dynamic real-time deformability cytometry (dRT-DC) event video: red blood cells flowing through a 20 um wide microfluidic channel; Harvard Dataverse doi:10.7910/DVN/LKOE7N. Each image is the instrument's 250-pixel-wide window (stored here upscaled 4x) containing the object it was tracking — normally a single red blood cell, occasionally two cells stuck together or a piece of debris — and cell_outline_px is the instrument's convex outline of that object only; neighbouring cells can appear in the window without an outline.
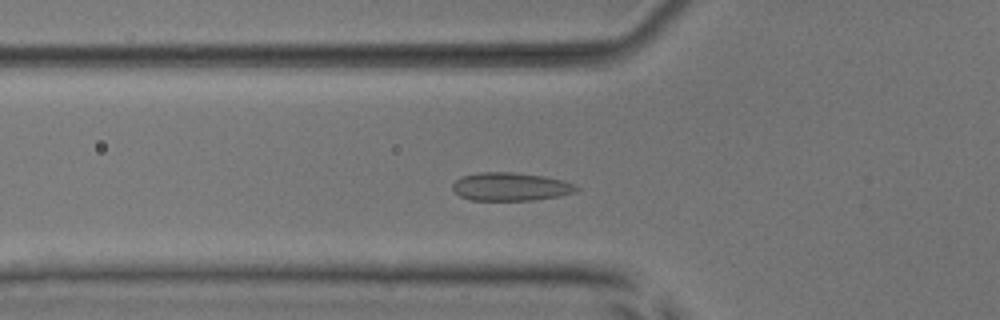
{"species": "common noctule bat (a hibernating species)", "species_latin": "Nyctalus noctula", "temperature_condition": "room temperature", "stored_images_in_passage": 50, "camera_frame_rate_fps": 3000, "um_per_image_px": 0.085, "animal": {"sex": "male", "body_mass_g": 17.9, "forearm_length_mm": 54.2}, "frame": {"image": 1, "passage_image": 15, "time_ms": 4.667, "image_size_px": [1000, 320], "cell_outline_px": [[580, 188], [576, 192], [536, 200], [468, 200], [460, 196], [452, 188], [452, 184], [456, 180], [464, 176], [476, 172], [512, 172], [544, 176], [564, 180]], "centroid_in_image_um": [43.39, 15.86], "position_along_channel_um": 82.4, "area_um2": 20.35}}
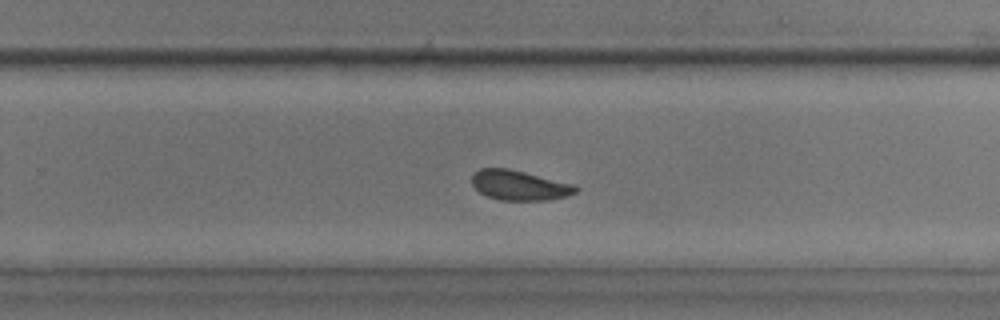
{"frame": {"image": 2, "passage_image": 31, "time_ms": 10.0, "image_size_px": [1000, 320], "cell_outline_px": [[580, 188], [576, 192], [568, 196], [548, 200], [500, 200], [488, 196], [480, 192], [472, 184], [472, 176], [480, 168], [508, 168], [572, 184]], "centroid_in_image_um": [44.15, 15.75], "position_along_channel_um": 285.6, "area_um2": 17.86}}
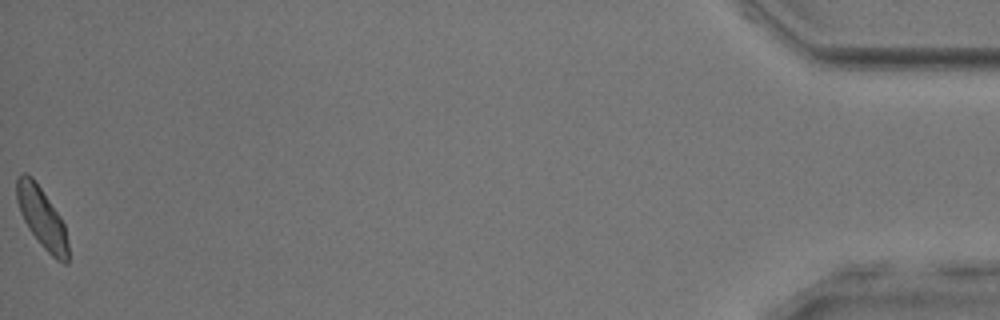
{"frame": {"image": 3, "passage_image": 50, "time_ms": 16.333, "image_size_px": [1000, 320], "cell_outline_px": [[68, 264], [64, 264], [56, 260], [40, 244], [28, 228], [20, 212], [16, 200], [16, 176], [20, 172], [24, 172], [32, 176], [36, 180], [60, 216], [64, 224], [68, 244]], "centroid_in_image_um": [3.54, 18.47], "position_along_channel_um": 431.7, "area_um2": 18.38}, "authors_computed_cell_mechanics": {"area_um2": 18.5538, "velocity_mm_per_s": 3.8237, "shape_relaxation_time_tau1_ms": 3.5905, "shape_relaxation_time_tau2_ms": null, "deformation_change_tau1": 0.0649, "deformation_change_tau2": null}}